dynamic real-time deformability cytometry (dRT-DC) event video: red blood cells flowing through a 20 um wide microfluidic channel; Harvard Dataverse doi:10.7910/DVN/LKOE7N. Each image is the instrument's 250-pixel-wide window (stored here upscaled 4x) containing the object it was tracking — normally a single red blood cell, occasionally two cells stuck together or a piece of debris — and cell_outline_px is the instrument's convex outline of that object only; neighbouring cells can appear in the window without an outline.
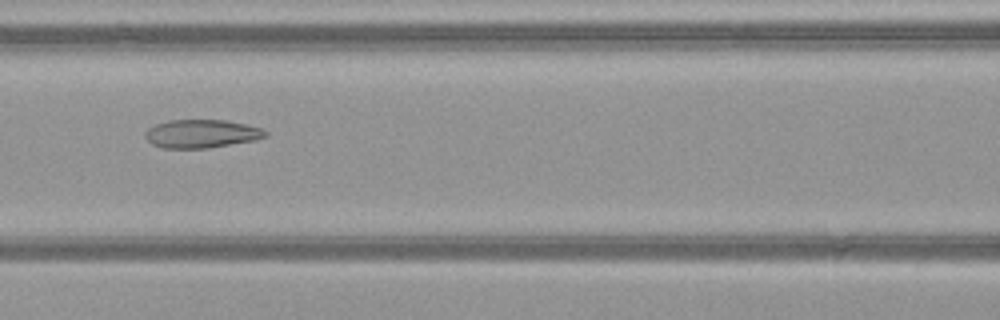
{"species": "common noctule bat (a hibernating species)", "species_latin": "Nyctalus noctula", "temperature_condition": "warm", "stored_images_in_passage": 34, "camera_frame_rate_fps": 3000, "um_per_image_px": 0.085, "animal": {"sex": "female", "body_mass_g": 21.9}, "frame": {"image": 1, "passage_image": 7, "time_ms": 2.0, "image_size_px": [1000, 320], "cell_outline_px": [[268, 136], [256, 140], [208, 148], [160, 148], [152, 144], [144, 136], [144, 132], [148, 128], [156, 124], [168, 120], [224, 120], [264, 128], [268, 132]], "centroid_in_image_um": [17.14, 11.37], "position_along_channel_um": 149.5, "area_um2": 20.0}}
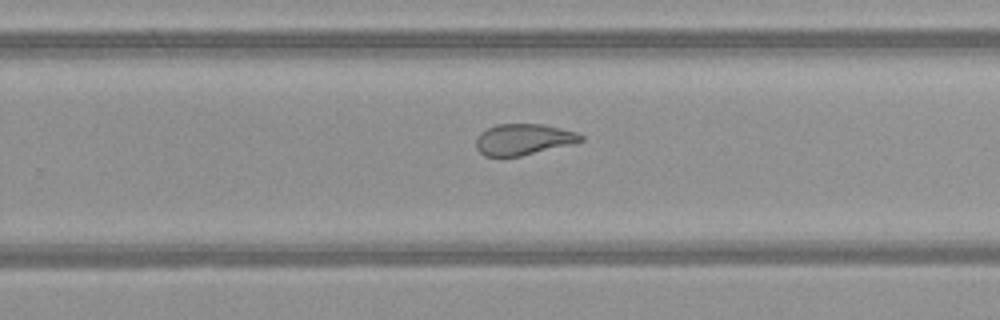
{"frame": {"image": 2, "passage_image": 17, "time_ms": 5.333, "image_size_px": [1000, 320], "cell_outline_px": [[584, 140], [576, 144], [520, 156], [484, 156], [476, 148], [476, 140], [480, 132], [496, 124], [544, 124], [576, 132], [584, 136]], "centroid_in_image_um": [44.53, 11.85], "position_along_channel_um": 285.3, "area_um2": 19.19}}
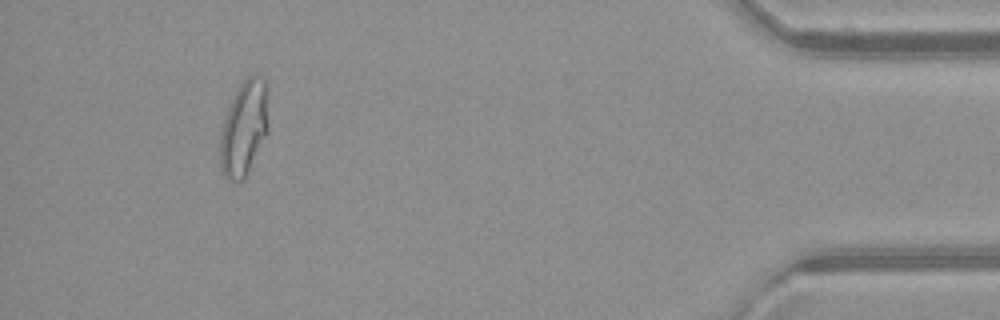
{"frame": {"image": 3, "passage_image": 31, "time_ms": 10.0, "image_size_px": [1000, 320], "cell_outline_px": [[268, 132], [244, 180], [228, 180], [224, 176], [220, 164], [220, 132], [228, 108], [240, 84], [248, 76], [256, 76], [264, 80], [268, 84]], "centroid_in_image_um": [20.76, 10.9], "position_along_channel_um": 414.4, "area_um2": 26.76}, "authors_computed_cell_mechanics": {"area_um2": 20.6635, "velocity_mm_per_s": 4.0866, "shape_relaxation_time_tau1_ms": null, "shape_relaxation_time_tau2_ms": 1.5073, "deformation_change_tau1": null, "deformation_change_tau2": 0.0941}}